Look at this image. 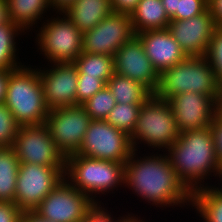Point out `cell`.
Instances as JSON below:
<instances>
[{
    "mask_svg": "<svg viewBox=\"0 0 222 222\" xmlns=\"http://www.w3.org/2000/svg\"><path fill=\"white\" fill-rule=\"evenodd\" d=\"M146 154L134 150L125 162L124 189L156 208L191 206L192 192L177 177L165 151Z\"/></svg>",
    "mask_w": 222,
    "mask_h": 222,
    "instance_id": "1",
    "label": "cell"
},
{
    "mask_svg": "<svg viewBox=\"0 0 222 222\" xmlns=\"http://www.w3.org/2000/svg\"><path fill=\"white\" fill-rule=\"evenodd\" d=\"M165 153L177 177L191 192L209 186L210 177H215L218 185L222 183V169L210 127L180 133Z\"/></svg>",
    "mask_w": 222,
    "mask_h": 222,
    "instance_id": "2",
    "label": "cell"
},
{
    "mask_svg": "<svg viewBox=\"0 0 222 222\" xmlns=\"http://www.w3.org/2000/svg\"><path fill=\"white\" fill-rule=\"evenodd\" d=\"M124 167L125 162L105 161L74 154L66 158L64 178L96 205L104 204L100 200L102 195L108 196L111 191V194H115V189L117 191L119 187L124 188Z\"/></svg>",
    "mask_w": 222,
    "mask_h": 222,
    "instance_id": "3",
    "label": "cell"
},
{
    "mask_svg": "<svg viewBox=\"0 0 222 222\" xmlns=\"http://www.w3.org/2000/svg\"><path fill=\"white\" fill-rule=\"evenodd\" d=\"M36 67L23 64L9 74L4 104L21 126L45 124L49 113Z\"/></svg>",
    "mask_w": 222,
    "mask_h": 222,
    "instance_id": "4",
    "label": "cell"
},
{
    "mask_svg": "<svg viewBox=\"0 0 222 222\" xmlns=\"http://www.w3.org/2000/svg\"><path fill=\"white\" fill-rule=\"evenodd\" d=\"M185 92L211 96L222 107V87L205 56H187L175 66L163 71L157 91L158 98L169 100Z\"/></svg>",
    "mask_w": 222,
    "mask_h": 222,
    "instance_id": "5",
    "label": "cell"
},
{
    "mask_svg": "<svg viewBox=\"0 0 222 222\" xmlns=\"http://www.w3.org/2000/svg\"><path fill=\"white\" fill-rule=\"evenodd\" d=\"M179 135L171 104L152 94L141 105L130 141L134 150L141 149L140 144H144L143 147L148 146L152 151L166 152Z\"/></svg>",
    "mask_w": 222,
    "mask_h": 222,
    "instance_id": "6",
    "label": "cell"
},
{
    "mask_svg": "<svg viewBox=\"0 0 222 222\" xmlns=\"http://www.w3.org/2000/svg\"><path fill=\"white\" fill-rule=\"evenodd\" d=\"M49 17H45L40 23L41 27L38 25L37 31H33L37 51L40 50L39 54L45 57V62L73 63L82 53L83 33L63 11L55 12V15Z\"/></svg>",
    "mask_w": 222,
    "mask_h": 222,
    "instance_id": "7",
    "label": "cell"
},
{
    "mask_svg": "<svg viewBox=\"0 0 222 222\" xmlns=\"http://www.w3.org/2000/svg\"><path fill=\"white\" fill-rule=\"evenodd\" d=\"M134 151L130 136L105 120L92 119L78 155L113 162H126Z\"/></svg>",
    "mask_w": 222,
    "mask_h": 222,
    "instance_id": "8",
    "label": "cell"
},
{
    "mask_svg": "<svg viewBox=\"0 0 222 222\" xmlns=\"http://www.w3.org/2000/svg\"><path fill=\"white\" fill-rule=\"evenodd\" d=\"M65 167L20 163L15 203L22 212L33 211L64 179Z\"/></svg>",
    "mask_w": 222,
    "mask_h": 222,
    "instance_id": "9",
    "label": "cell"
},
{
    "mask_svg": "<svg viewBox=\"0 0 222 222\" xmlns=\"http://www.w3.org/2000/svg\"><path fill=\"white\" fill-rule=\"evenodd\" d=\"M95 206L86 194L75 189L64 178L33 212L52 222H81Z\"/></svg>",
    "mask_w": 222,
    "mask_h": 222,
    "instance_id": "10",
    "label": "cell"
},
{
    "mask_svg": "<svg viewBox=\"0 0 222 222\" xmlns=\"http://www.w3.org/2000/svg\"><path fill=\"white\" fill-rule=\"evenodd\" d=\"M82 105L49 110L46 125L59 151L67 158L77 154L91 122Z\"/></svg>",
    "mask_w": 222,
    "mask_h": 222,
    "instance_id": "11",
    "label": "cell"
},
{
    "mask_svg": "<svg viewBox=\"0 0 222 222\" xmlns=\"http://www.w3.org/2000/svg\"><path fill=\"white\" fill-rule=\"evenodd\" d=\"M13 148L20 163L65 167L66 158L56 146L46 124L21 126Z\"/></svg>",
    "mask_w": 222,
    "mask_h": 222,
    "instance_id": "12",
    "label": "cell"
},
{
    "mask_svg": "<svg viewBox=\"0 0 222 222\" xmlns=\"http://www.w3.org/2000/svg\"><path fill=\"white\" fill-rule=\"evenodd\" d=\"M134 36L130 14L112 12L93 29L83 33L82 52L114 56Z\"/></svg>",
    "mask_w": 222,
    "mask_h": 222,
    "instance_id": "13",
    "label": "cell"
},
{
    "mask_svg": "<svg viewBox=\"0 0 222 222\" xmlns=\"http://www.w3.org/2000/svg\"><path fill=\"white\" fill-rule=\"evenodd\" d=\"M37 67L49 110L77 105L78 69L74 63H47ZM45 66V67H42Z\"/></svg>",
    "mask_w": 222,
    "mask_h": 222,
    "instance_id": "14",
    "label": "cell"
},
{
    "mask_svg": "<svg viewBox=\"0 0 222 222\" xmlns=\"http://www.w3.org/2000/svg\"><path fill=\"white\" fill-rule=\"evenodd\" d=\"M179 133L210 127L215 114L222 108L211 96L185 92L169 100Z\"/></svg>",
    "mask_w": 222,
    "mask_h": 222,
    "instance_id": "15",
    "label": "cell"
},
{
    "mask_svg": "<svg viewBox=\"0 0 222 222\" xmlns=\"http://www.w3.org/2000/svg\"><path fill=\"white\" fill-rule=\"evenodd\" d=\"M114 71L142 83L153 94L158 89L160 74L150 62L137 36L125 42L114 54Z\"/></svg>",
    "mask_w": 222,
    "mask_h": 222,
    "instance_id": "16",
    "label": "cell"
},
{
    "mask_svg": "<svg viewBox=\"0 0 222 222\" xmlns=\"http://www.w3.org/2000/svg\"><path fill=\"white\" fill-rule=\"evenodd\" d=\"M216 28L209 9L187 20H171L168 30L187 56H205Z\"/></svg>",
    "mask_w": 222,
    "mask_h": 222,
    "instance_id": "17",
    "label": "cell"
},
{
    "mask_svg": "<svg viewBox=\"0 0 222 222\" xmlns=\"http://www.w3.org/2000/svg\"><path fill=\"white\" fill-rule=\"evenodd\" d=\"M136 36L159 74L187 57L168 29L144 31Z\"/></svg>",
    "mask_w": 222,
    "mask_h": 222,
    "instance_id": "18",
    "label": "cell"
},
{
    "mask_svg": "<svg viewBox=\"0 0 222 222\" xmlns=\"http://www.w3.org/2000/svg\"><path fill=\"white\" fill-rule=\"evenodd\" d=\"M112 12L111 0H74L63 10L82 33L93 29Z\"/></svg>",
    "mask_w": 222,
    "mask_h": 222,
    "instance_id": "19",
    "label": "cell"
},
{
    "mask_svg": "<svg viewBox=\"0 0 222 222\" xmlns=\"http://www.w3.org/2000/svg\"><path fill=\"white\" fill-rule=\"evenodd\" d=\"M7 3L9 20L24 32L26 31V35L29 31L36 29L37 24H40L44 18L43 16H47L45 15L47 11L55 12L51 8L49 0H7Z\"/></svg>",
    "mask_w": 222,
    "mask_h": 222,
    "instance_id": "20",
    "label": "cell"
},
{
    "mask_svg": "<svg viewBox=\"0 0 222 222\" xmlns=\"http://www.w3.org/2000/svg\"><path fill=\"white\" fill-rule=\"evenodd\" d=\"M130 17L135 34L167 29L171 21L161 0H140Z\"/></svg>",
    "mask_w": 222,
    "mask_h": 222,
    "instance_id": "21",
    "label": "cell"
},
{
    "mask_svg": "<svg viewBox=\"0 0 222 222\" xmlns=\"http://www.w3.org/2000/svg\"><path fill=\"white\" fill-rule=\"evenodd\" d=\"M216 185L211 183L192 191L191 207L203 222H222V183Z\"/></svg>",
    "mask_w": 222,
    "mask_h": 222,
    "instance_id": "22",
    "label": "cell"
},
{
    "mask_svg": "<svg viewBox=\"0 0 222 222\" xmlns=\"http://www.w3.org/2000/svg\"><path fill=\"white\" fill-rule=\"evenodd\" d=\"M106 86L119 104H143L153 93L142 83L114 73Z\"/></svg>",
    "mask_w": 222,
    "mask_h": 222,
    "instance_id": "23",
    "label": "cell"
},
{
    "mask_svg": "<svg viewBox=\"0 0 222 222\" xmlns=\"http://www.w3.org/2000/svg\"><path fill=\"white\" fill-rule=\"evenodd\" d=\"M19 160L13 147L0 148V202H14Z\"/></svg>",
    "mask_w": 222,
    "mask_h": 222,
    "instance_id": "24",
    "label": "cell"
},
{
    "mask_svg": "<svg viewBox=\"0 0 222 222\" xmlns=\"http://www.w3.org/2000/svg\"><path fill=\"white\" fill-rule=\"evenodd\" d=\"M24 34L26 32L10 20L0 25V70H14L25 64L19 59L17 47L18 37Z\"/></svg>",
    "mask_w": 222,
    "mask_h": 222,
    "instance_id": "25",
    "label": "cell"
},
{
    "mask_svg": "<svg viewBox=\"0 0 222 222\" xmlns=\"http://www.w3.org/2000/svg\"><path fill=\"white\" fill-rule=\"evenodd\" d=\"M77 69L78 75L85 77H99L105 83L113 76L114 56L106 54H90L82 52L73 62Z\"/></svg>",
    "mask_w": 222,
    "mask_h": 222,
    "instance_id": "26",
    "label": "cell"
},
{
    "mask_svg": "<svg viewBox=\"0 0 222 222\" xmlns=\"http://www.w3.org/2000/svg\"><path fill=\"white\" fill-rule=\"evenodd\" d=\"M141 105L142 104L117 103L110 111L105 121L130 136L139 117Z\"/></svg>",
    "mask_w": 222,
    "mask_h": 222,
    "instance_id": "27",
    "label": "cell"
},
{
    "mask_svg": "<svg viewBox=\"0 0 222 222\" xmlns=\"http://www.w3.org/2000/svg\"><path fill=\"white\" fill-rule=\"evenodd\" d=\"M116 100L107 86L82 104L91 119L105 120L116 105Z\"/></svg>",
    "mask_w": 222,
    "mask_h": 222,
    "instance_id": "28",
    "label": "cell"
},
{
    "mask_svg": "<svg viewBox=\"0 0 222 222\" xmlns=\"http://www.w3.org/2000/svg\"><path fill=\"white\" fill-rule=\"evenodd\" d=\"M20 127L10 109L4 103H0V146L13 147Z\"/></svg>",
    "mask_w": 222,
    "mask_h": 222,
    "instance_id": "29",
    "label": "cell"
},
{
    "mask_svg": "<svg viewBox=\"0 0 222 222\" xmlns=\"http://www.w3.org/2000/svg\"><path fill=\"white\" fill-rule=\"evenodd\" d=\"M205 57L214 70L217 83L222 87V27L214 29Z\"/></svg>",
    "mask_w": 222,
    "mask_h": 222,
    "instance_id": "30",
    "label": "cell"
},
{
    "mask_svg": "<svg viewBox=\"0 0 222 222\" xmlns=\"http://www.w3.org/2000/svg\"><path fill=\"white\" fill-rule=\"evenodd\" d=\"M105 86L106 83L99 79V77H85V75H78L76 92L77 105L85 103Z\"/></svg>",
    "mask_w": 222,
    "mask_h": 222,
    "instance_id": "31",
    "label": "cell"
},
{
    "mask_svg": "<svg viewBox=\"0 0 222 222\" xmlns=\"http://www.w3.org/2000/svg\"><path fill=\"white\" fill-rule=\"evenodd\" d=\"M208 9V0H178L176 20H187Z\"/></svg>",
    "mask_w": 222,
    "mask_h": 222,
    "instance_id": "32",
    "label": "cell"
},
{
    "mask_svg": "<svg viewBox=\"0 0 222 222\" xmlns=\"http://www.w3.org/2000/svg\"><path fill=\"white\" fill-rule=\"evenodd\" d=\"M108 207H104V204L96 205L87 215V222H124L132 212H127L125 215L121 214L117 218L114 214H111L110 210H107ZM114 215V216H113Z\"/></svg>",
    "mask_w": 222,
    "mask_h": 222,
    "instance_id": "33",
    "label": "cell"
},
{
    "mask_svg": "<svg viewBox=\"0 0 222 222\" xmlns=\"http://www.w3.org/2000/svg\"><path fill=\"white\" fill-rule=\"evenodd\" d=\"M210 129L214 138L217 159L222 169V108L215 114Z\"/></svg>",
    "mask_w": 222,
    "mask_h": 222,
    "instance_id": "34",
    "label": "cell"
},
{
    "mask_svg": "<svg viewBox=\"0 0 222 222\" xmlns=\"http://www.w3.org/2000/svg\"><path fill=\"white\" fill-rule=\"evenodd\" d=\"M22 211L14 202H0V222H19Z\"/></svg>",
    "mask_w": 222,
    "mask_h": 222,
    "instance_id": "35",
    "label": "cell"
},
{
    "mask_svg": "<svg viewBox=\"0 0 222 222\" xmlns=\"http://www.w3.org/2000/svg\"><path fill=\"white\" fill-rule=\"evenodd\" d=\"M139 1L140 0H111V8L115 13L131 14Z\"/></svg>",
    "mask_w": 222,
    "mask_h": 222,
    "instance_id": "36",
    "label": "cell"
},
{
    "mask_svg": "<svg viewBox=\"0 0 222 222\" xmlns=\"http://www.w3.org/2000/svg\"><path fill=\"white\" fill-rule=\"evenodd\" d=\"M210 10L216 27H222V0H208Z\"/></svg>",
    "mask_w": 222,
    "mask_h": 222,
    "instance_id": "37",
    "label": "cell"
},
{
    "mask_svg": "<svg viewBox=\"0 0 222 222\" xmlns=\"http://www.w3.org/2000/svg\"><path fill=\"white\" fill-rule=\"evenodd\" d=\"M12 70H0V103L5 102L9 74Z\"/></svg>",
    "mask_w": 222,
    "mask_h": 222,
    "instance_id": "38",
    "label": "cell"
},
{
    "mask_svg": "<svg viewBox=\"0 0 222 222\" xmlns=\"http://www.w3.org/2000/svg\"><path fill=\"white\" fill-rule=\"evenodd\" d=\"M161 2L170 20H176V9L178 0H161Z\"/></svg>",
    "mask_w": 222,
    "mask_h": 222,
    "instance_id": "39",
    "label": "cell"
},
{
    "mask_svg": "<svg viewBox=\"0 0 222 222\" xmlns=\"http://www.w3.org/2000/svg\"><path fill=\"white\" fill-rule=\"evenodd\" d=\"M19 222H52L36 215L33 211L23 212Z\"/></svg>",
    "mask_w": 222,
    "mask_h": 222,
    "instance_id": "40",
    "label": "cell"
},
{
    "mask_svg": "<svg viewBox=\"0 0 222 222\" xmlns=\"http://www.w3.org/2000/svg\"><path fill=\"white\" fill-rule=\"evenodd\" d=\"M74 0H49L51 8L56 12H62L67 8Z\"/></svg>",
    "mask_w": 222,
    "mask_h": 222,
    "instance_id": "41",
    "label": "cell"
},
{
    "mask_svg": "<svg viewBox=\"0 0 222 222\" xmlns=\"http://www.w3.org/2000/svg\"><path fill=\"white\" fill-rule=\"evenodd\" d=\"M8 17V3L7 0H0V25L7 23Z\"/></svg>",
    "mask_w": 222,
    "mask_h": 222,
    "instance_id": "42",
    "label": "cell"
},
{
    "mask_svg": "<svg viewBox=\"0 0 222 222\" xmlns=\"http://www.w3.org/2000/svg\"><path fill=\"white\" fill-rule=\"evenodd\" d=\"M144 217L141 219L140 216L130 215L124 222H146Z\"/></svg>",
    "mask_w": 222,
    "mask_h": 222,
    "instance_id": "43",
    "label": "cell"
}]
</instances>
